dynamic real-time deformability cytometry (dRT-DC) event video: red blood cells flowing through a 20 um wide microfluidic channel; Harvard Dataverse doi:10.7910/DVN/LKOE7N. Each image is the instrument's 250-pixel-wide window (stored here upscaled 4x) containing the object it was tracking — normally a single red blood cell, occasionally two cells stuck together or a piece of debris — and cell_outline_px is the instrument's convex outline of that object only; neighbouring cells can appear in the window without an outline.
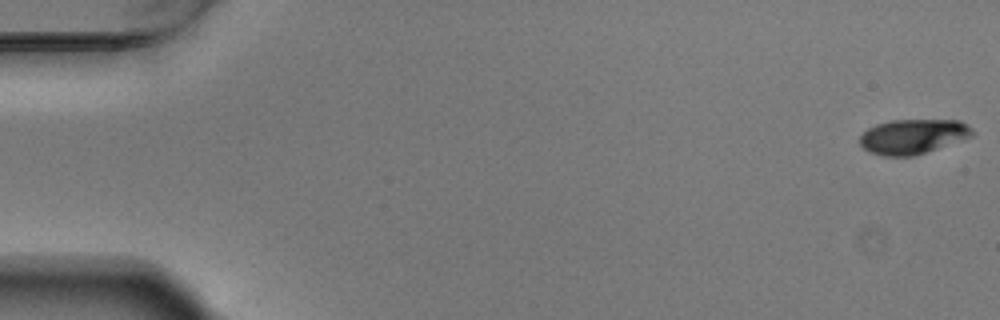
{"species": "Egyptian fruit bat (a non-hibernating species)", "species_latin": "Rousettus aegyptiacus", "temperature_condition": "warm", "stored_images_in_passage": 55, "camera_frame_rate_fps": 3000, "um_per_image_px": 0.085, "animal": {"sex": "male"}, "frame": {"image": 1, "passage_image": 1, "time_ms": 0.0, "image_size_px": [1000, 320], "cell_outline_px": [[976, 132], [972, 136], [964, 140], [916, 156], [884, 156], [868, 152], [860, 144], [860, 136], [868, 128], [876, 124], [892, 120], [960, 120], [968, 124]], "centroid_in_image_um": [77.65, 11.61], "position_along_channel_um": 7.4, "area_um2": 23.18}}
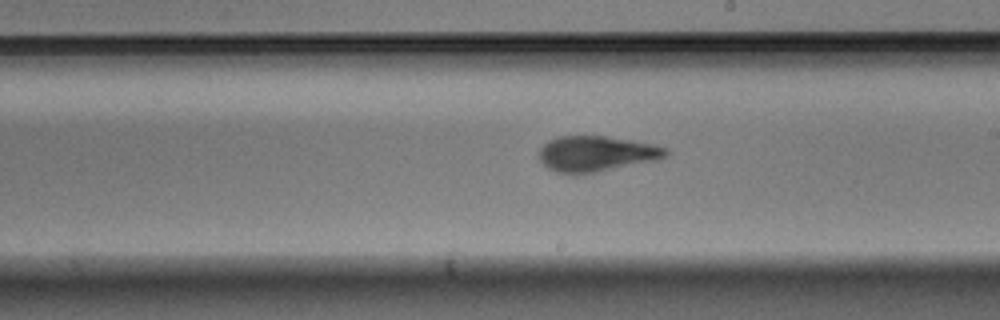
{"frame": {"image": 2, "passage_image": 32, "time_ms": 10.333, "image_size_px": [1000, 320], "cell_outline_px": [[668, 156], [660, 160], [576, 176], [572, 176], [556, 172], [548, 168], [540, 160], [540, 148], [548, 140], [560, 136], [604, 136], [632, 140], [656, 144], [668, 148]], "centroid_in_image_um": [50.73, 13.09], "position_along_channel_um": 238.3, "area_um2": 26.88}}
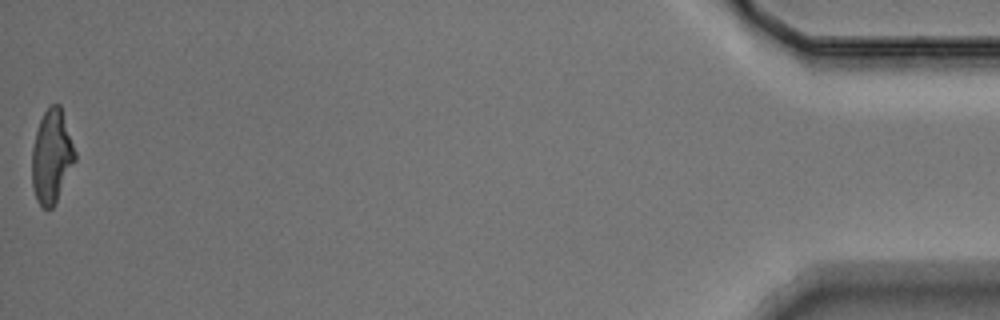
{"frame": {"image": 3, "passage_image": 55, "time_ms": 18.0, "image_size_px": [1000, 320], "cell_outline_px": [[76, 160], [56, 204], [52, 208], [44, 208], [36, 200], [32, 184], [32, 148], [36, 132], [40, 120], [44, 112], [52, 104], [60, 104], [76, 152]], "centroid_in_image_um": [4.4, 13.33], "position_along_channel_um": 430.8, "area_um2": 23.52}, "authors_computed_cell_mechanics": {"area_um2": 25.3164, "velocity_mm_per_s": 3.7283, "shape_relaxation_time_tau1_ms": 5.9585, "shape_relaxation_time_tau2_ms": 1.5754, "deformation_change_tau1": 0.1999, "deformation_change_tau2": 0.0904}}